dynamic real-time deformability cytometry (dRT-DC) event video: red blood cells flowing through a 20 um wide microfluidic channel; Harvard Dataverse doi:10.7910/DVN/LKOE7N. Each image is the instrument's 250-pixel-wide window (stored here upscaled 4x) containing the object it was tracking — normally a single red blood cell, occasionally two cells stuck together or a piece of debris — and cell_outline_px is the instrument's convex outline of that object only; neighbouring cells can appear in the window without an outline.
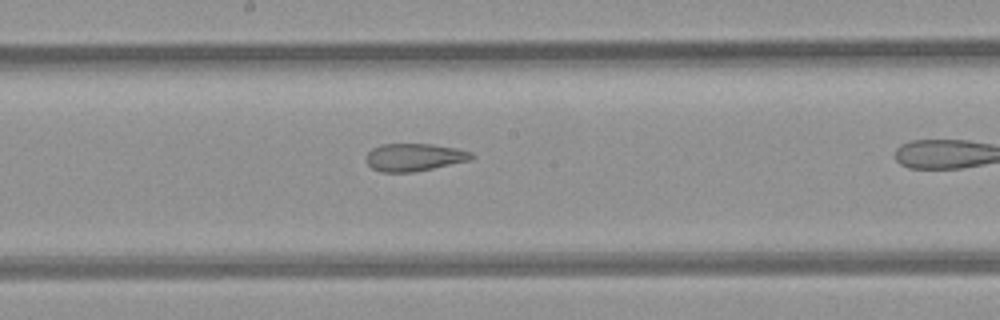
{"species": "common noctule bat (a hibernating species)", "species_latin": "Nyctalus noctula", "temperature_condition": "room temperature", "stored_images_in_passage": 10, "camera_frame_rate_fps": 3000, "um_per_image_px": 0.085, "animal": {"sex": "female", "body_mass_g": 21.9}, "frame": {"image": 1, "passage_image": 9, "time_ms": 10.333, "image_size_px": [1000, 320], "cell_outline_px": [[476, 156], [468, 160], [432, 168], [412, 172], [380, 172], [372, 168], [364, 160], [364, 156], [372, 148], [384, 144], [432, 144], [456, 148], [472, 152]], "centroid_in_image_um": [35.16, 13.36], "position_along_channel_um": 213.0, "area_um2": 16.94}}